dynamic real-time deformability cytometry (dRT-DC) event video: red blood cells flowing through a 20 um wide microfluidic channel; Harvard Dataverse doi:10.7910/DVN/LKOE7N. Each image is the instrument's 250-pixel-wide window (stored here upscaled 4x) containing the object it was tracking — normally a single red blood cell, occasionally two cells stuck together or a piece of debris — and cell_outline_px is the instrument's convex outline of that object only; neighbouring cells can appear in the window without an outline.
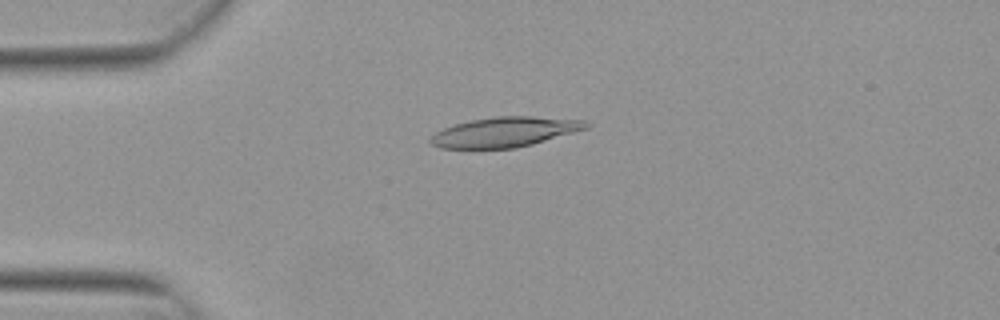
{"species": "Egyptian fruit bat (a non-hibernating species)", "species_latin": "Rousettus aegyptiacus", "temperature_condition": "warm", "stored_images_in_passage": 53, "camera_frame_rate_fps": 3000, "um_per_image_px": 0.085, "animal": {"sex": "female"}, "frame": {"image": 1, "passage_image": 13, "time_ms": 4.0, "image_size_px": [1000, 320], "cell_outline_px": [[592, 124], [588, 128], [532, 144], [516, 148], [440, 148], [432, 144], [428, 140], [436, 132], [444, 128], [456, 124], [472, 120], [496, 116], [532, 116], [584, 120]], "centroid_in_image_um": [42.93, 11.21], "position_along_channel_um": 42.1, "area_um2": 26.93}}
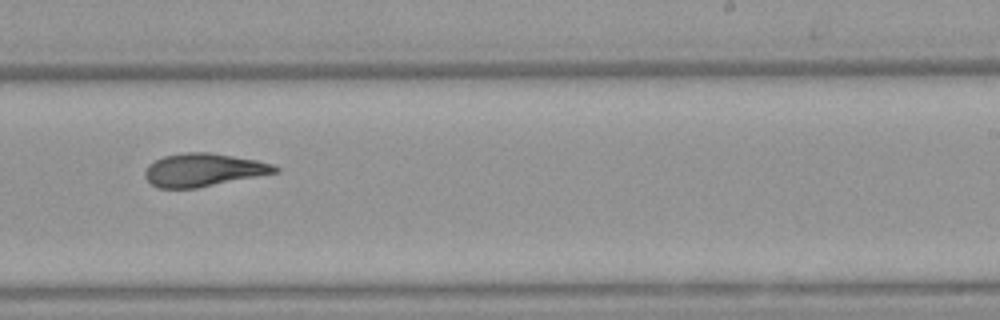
{"frame": {"image": 2, "passage_image": 33, "time_ms": 10.667, "image_size_px": [1000, 320], "cell_outline_px": [[280, 172], [196, 188], [156, 188], [144, 176], [144, 172], [148, 164], [164, 156], [184, 152], [208, 152], [256, 160], [272, 164], [280, 168]], "centroid_in_image_um": [17.28, 14.44], "position_along_channel_um": 271.7, "area_um2": 24.97}}
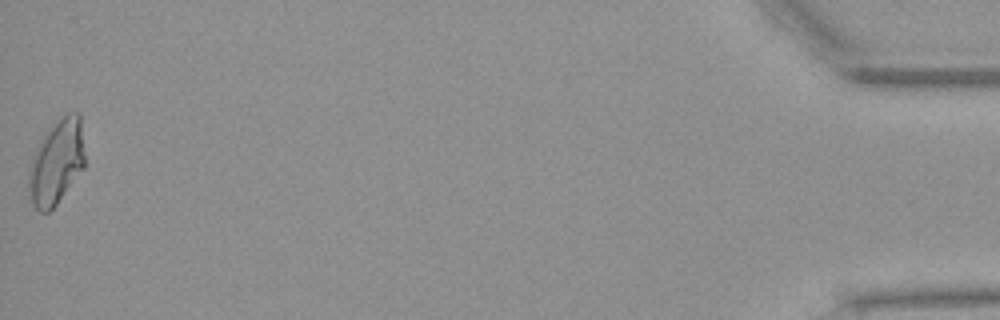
{"frame": {"image": 3, "passage_image": 53, "time_ms": 17.333, "image_size_px": [1000, 320], "cell_outline_px": [[84, 168], [56, 204], [48, 212], [40, 212], [32, 204], [28, 196], [28, 168], [32, 156], [40, 140], [48, 128], [68, 112], [80, 112], [84, 156]], "centroid_in_image_um": [4.77, 13.78], "position_along_channel_um": 430.4, "area_um2": 27.8}, "authors_computed_cell_mechanics": {"area_um2": 25.6054, "velocity_mm_per_s": 3.8312, "shape_relaxation_time_tau1_ms": null, "shape_relaxation_time_tau2_ms": 3.3568, "deformation_change_tau1": null, "deformation_change_tau2": 0.1174}}